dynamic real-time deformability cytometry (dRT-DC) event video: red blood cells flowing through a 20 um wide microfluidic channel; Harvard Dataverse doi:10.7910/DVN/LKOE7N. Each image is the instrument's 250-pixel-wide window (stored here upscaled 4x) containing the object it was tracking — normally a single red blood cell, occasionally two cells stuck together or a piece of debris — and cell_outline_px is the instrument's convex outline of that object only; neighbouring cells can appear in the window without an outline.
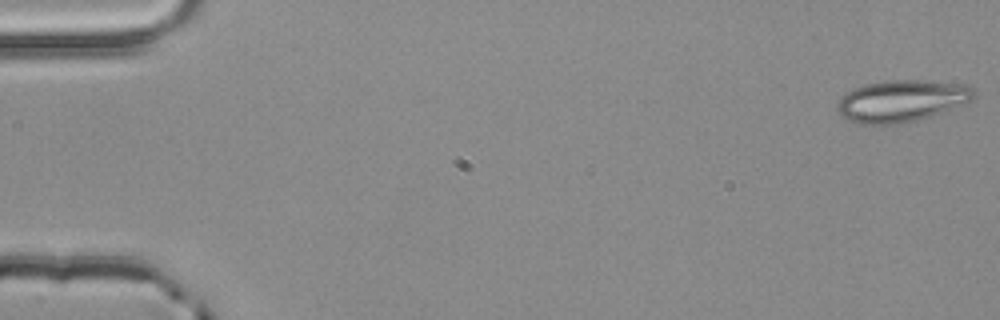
{"species": "common noctule bat (a hibernating species)", "species_latin": "Nyctalus noctula", "temperature_condition": "room temperature", "stored_images_in_passage": 6, "camera_frame_rate_fps": 3000, "um_per_image_px": 0.085, "animal": {"sex": "male", "body_mass_g": 20.4}, "frame": {"image": 1, "passage_image": 1, "time_ms": 0.0, "image_size_px": [1000, 320], "cell_outline_px": [[976, 96], [972, 100], [932, 116], [900, 124], [856, 124], [848, 120], [836, 108], [836, 100], [840, 96], [852, 88], [868, 84], [888, 80], [916, 80], [964, 84], [976, 88]], "centroid_in_image_um": [76.62, 8.58], "position_along_channel_um": 8.4, "area_um2": 33.47}}